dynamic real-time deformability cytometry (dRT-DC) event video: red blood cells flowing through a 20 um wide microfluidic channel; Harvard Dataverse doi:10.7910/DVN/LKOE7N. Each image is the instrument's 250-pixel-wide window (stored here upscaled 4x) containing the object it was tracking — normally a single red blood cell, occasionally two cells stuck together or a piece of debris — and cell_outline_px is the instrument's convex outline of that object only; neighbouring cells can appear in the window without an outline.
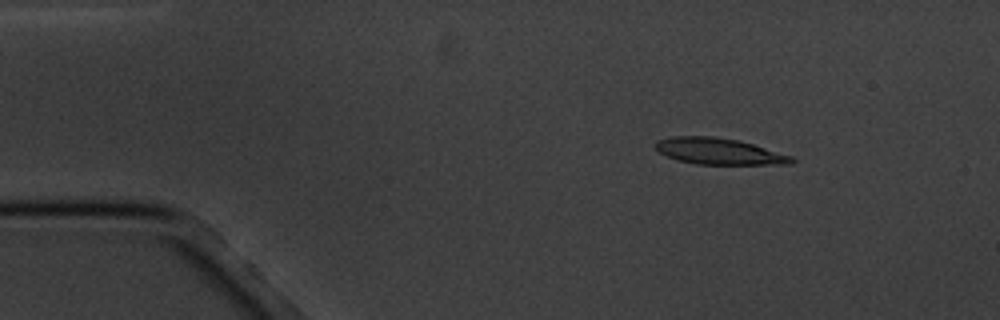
{"species": "common noctule bat (a hibernating species)", "species_latin": "Nyctalus noctula", "temperature_condition": "cold", "stored_images_in_passage": 17, "camera_frame_rate_fps": 3000, "um_per_image_px": 0.085, "animal": {"sex": "male", "body_mass_g": 20.1, "forearm_length_mm": 53.5}, "frame": {"image": 1, "passage_image": 3, "time_ms": 2.333, "image_size_px": [1000, 320], "cell_outline_px": [[796, 160], [792, 164], [696, 164], [680, 160], [668, 156], [660, 152], [656, 148], [656, 140], [672, 136], [716, 136], [740, 140], [792, 156]], "centroid_in_image_um": [61.14, 12.85], "position_along_channel_um": 23.9, "area_um2": 20.81}}
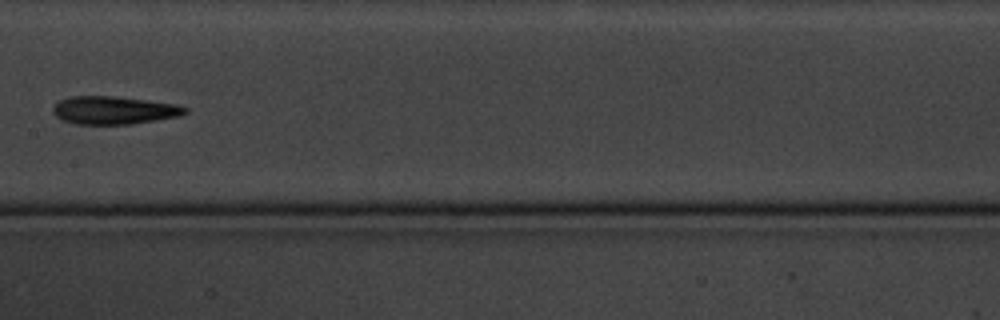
{"frame": {"image": 2, "passage_image": 9, "time_ms": 9.333, "image_size_px": [1000, 320], "cell_outline_px": [[188, 112], [176, 116], [156, 120], [132, 124], [76, 124], [64, 120], [56, 116], [52, 112], [52, 108], [60, 100], [72, 96], [116, 96], [148, 100], [176, 104], [188, 108]], "centroid_in_image_um": [9.68, 9.36], "position_along_channel_um": 197.7, "area_um2": 21.44}}
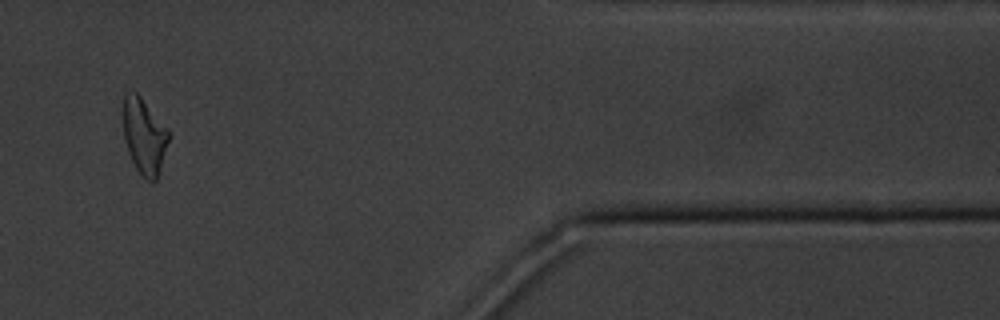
{"frame": {"image": 3, "passage_image": 15, "time_ms": 16.333, "image_size_px": [1000, 320], "cell_outline_px": [[168, 140], [156, 180], [152, 184], [136, 168], [128, 152], [124, 140], [120, 112], [124, 92], [136, 92], [140, 96], [168, 128]], "centroid_in_image_um": [12.18, 11.49], "position_along_channel_um": 399.2, "area_um2": 20.29}, "authors_computed_cell_mechanics": {"area_um2": 20.9236, "velocity_mm_per_s": 3.4268, "shape_relaxation_time_tau1_ms": 4.4618, "shape_relaxation_time_tau2_ms": null, "deformation_change_tau1": 0.1656, "deformation_change_tau2": null}}